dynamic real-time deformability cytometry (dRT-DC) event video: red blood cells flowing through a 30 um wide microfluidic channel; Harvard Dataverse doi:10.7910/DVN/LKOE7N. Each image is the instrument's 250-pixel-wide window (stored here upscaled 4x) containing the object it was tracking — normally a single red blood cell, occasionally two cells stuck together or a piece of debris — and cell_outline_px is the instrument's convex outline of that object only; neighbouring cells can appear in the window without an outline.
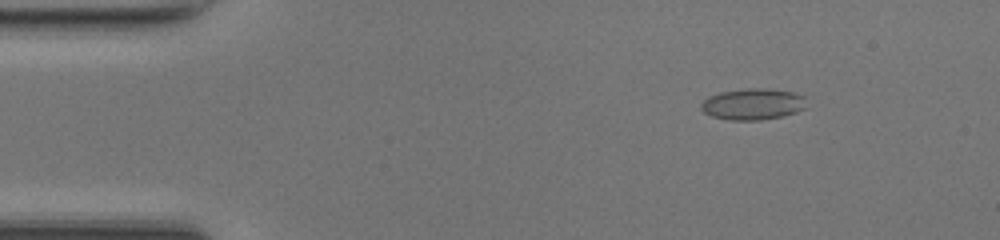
{"species": "common noctule bat (a hibernating species)", "species_latin": "Nyctalus noctula", "temperature_condition": "room temperature", "stored_images_in_passage": 49, "camera_frame_rate_fps": 3000, "um_per_image_px": 0.085, "animal": {"sex": "female", "body_mass_g": 17.0, "forearm_length_mm": 48.0}, "frame": {"image": 1, "passage_image": 7, "time_ms": 2.0, "image_size_px": [1000, 240], "cell_outline_px": [[804, 108], [796, 112], [780, 116], [760, 120], [728, 120], [712, 116], [704, 112], [700, 108], [700, 104], [708, 96], [720, 92], [748, 88], [764, 88], [792, 92], [804, 96]], "centroid_in_image_um": [63.94, 8.85], "position_along_channel_um": 21.1, "area_um2": 19.07}}
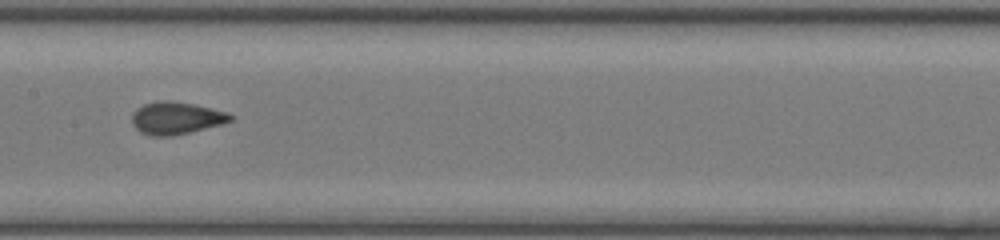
{"frame": {"image": 2, "passage_image": 25, "time_ms": 8.0, "image_size_px": [1000, 240], "cell_outline_px": [[236, 116], [232, 120], [220, 124], [172, 136], [148, 136], [140, 132], [132, 124], [132, 112], [136, 108], [144, 104], [160, 100], [168, 100], [192, 104], [212, 108], [228, 112]], "centroid_in_image_um": [14.95, 10.03], "position_along_channel_um": 192.5, "area_um2": 18.61}}
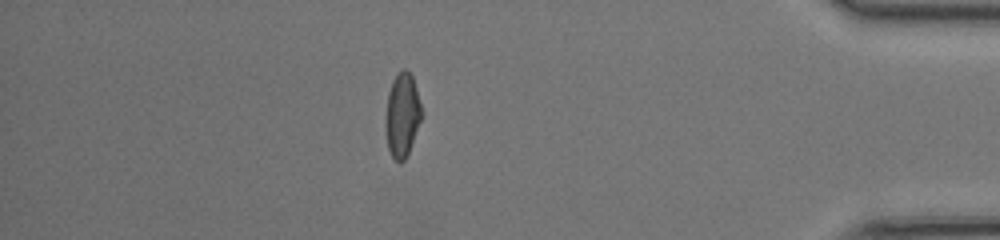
{"frame": {"image": 3, "passage_image": 43, "time_ms": 14.0, "image_size_px": [1000, 240], "cell_outline_px": [[420, 120], [408, 156], [400, 164], [392, 156], [388, 148], [384, 128], [384, 116], [388, 92], [392, 80], [404, 68], [412, 76], [416, 88], [420, 104]], "centroid_in_image_um": [34.14, 9.82], "position_along_channel_um": 401.1, "area_um2": 17.63}, "authors_computed_cell_mechanics": {"area_um2": 18.207, "velocity_mm_per_s": 4.23, "shape_relaxation_time_tau1_ms": 6.9958, "shape_relaxation_time_tau2_ms": 0.791, "deformation_change_tau1": 0.1817, "deformation_change_tau2": 0.0489}}